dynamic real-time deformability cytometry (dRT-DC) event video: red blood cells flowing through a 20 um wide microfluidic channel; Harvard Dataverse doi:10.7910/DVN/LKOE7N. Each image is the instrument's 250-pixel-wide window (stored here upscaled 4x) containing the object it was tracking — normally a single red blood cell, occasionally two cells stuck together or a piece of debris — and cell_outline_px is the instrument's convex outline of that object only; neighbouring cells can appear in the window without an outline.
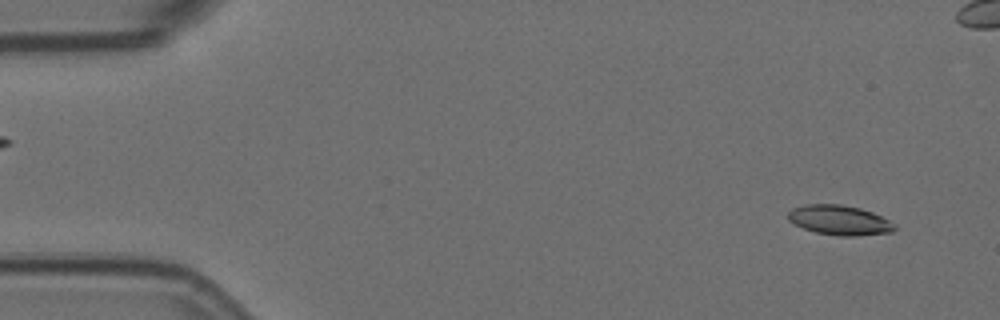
{"species": "Egyptian fruit bat (a non-hibernating species)", "species_latin": "Rousettus aegyptiacus", "temperature_condition": "room temperature", "stored_images_in_passage": 57, "camera_frame_rate_fps": 3000, "um_per_image_px": 0.085, "animal": {"sex": "female"}, "frame": {"image": 1, "passage_image": 3, "time_ms": 0.667, "image_size_px": [1000, 320], "cell_outline_px": [[896, 228], [892, 232], [856, 236], [840, 236], [816, 232], [804, 228], [788, 220], [788, 212], [792, 208], [804, 204], [840, 204], [860, 208], [872, 212], [896, 224]], "centroid_in_image_um": [71.36, 18.71], "position_along_channel_um": 13.6, "area_um2": 18.44}}
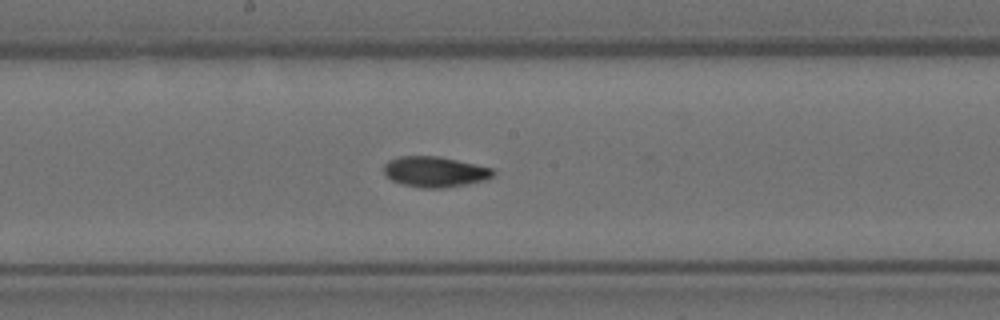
{"frame": {"image": 2, "passage_image": 29, "time_ms": 9.333, "image_size_px": [1000, 320], "cell_outline_px": [[496, 172], [488, 180], [444, 188], [420, 188], [404, 184], [392, 180], [384, 172], [384, 164], [388, 160], [400, 156], [440, 156], [476, 164], [492, 168]], "centroid_in_image_um": [36.99, 14.6], "position_along_channel_um": 211.2, "area_um2": 19.54}}
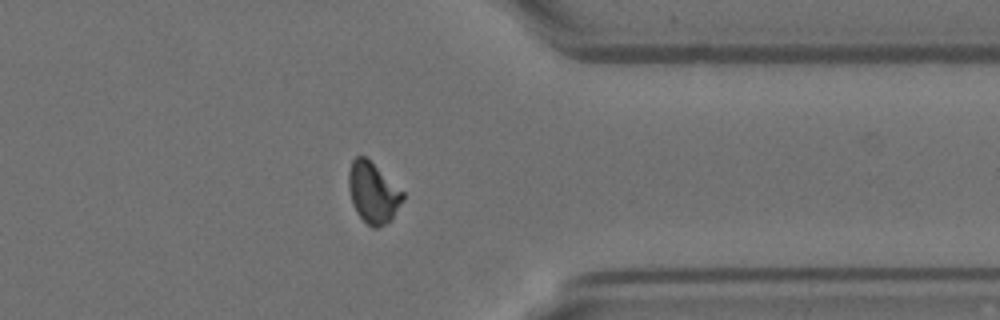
{"frame": {"image": 3, "passage_image": 44, "time_ms": 14.333, "image_size_px": [1000, 320], "cell_outline_px": [[404, 200], [392, 220], [376, 228], [372, 228], [356, 212], [352, 204], [348, 188], [348, 172], [352, 160], [356, 156], [364, 156], [404, 192]], "centroid_in_image_um": [31.7, 16.4], "position_along_channel_um": 379.7, "area_um2": 19.13}}